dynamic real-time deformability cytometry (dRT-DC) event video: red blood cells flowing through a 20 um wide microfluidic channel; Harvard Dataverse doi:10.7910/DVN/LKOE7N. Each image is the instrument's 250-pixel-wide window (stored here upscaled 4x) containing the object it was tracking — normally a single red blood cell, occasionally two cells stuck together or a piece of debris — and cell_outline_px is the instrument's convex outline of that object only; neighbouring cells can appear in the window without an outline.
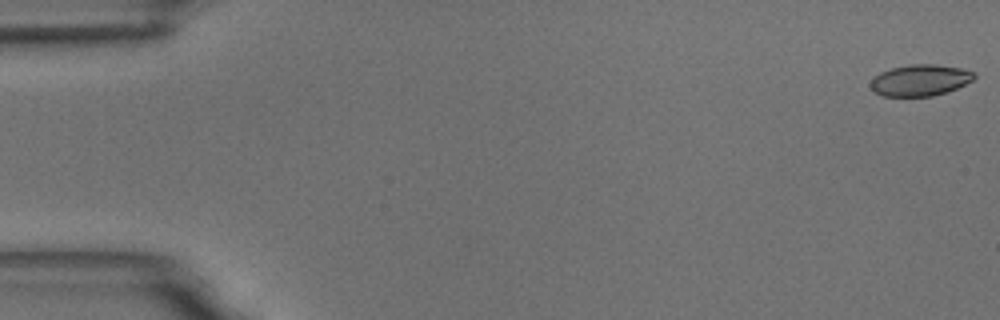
{"species": "common noctule bat (a hibernating species)", "species_latin": "Nyctalus noctula", "temperature_condition": "room temperature", "stored_images_in_passage": 7, "camera_frame_rate_fps": 3000, "um_per_image_px": 0.085, "animal": {"sex": "male", "body_mass_g": 18.8}, "frame": {"image": 1, "passage_image": 1, "time_ms": 0.0, "image_size_px": [1000, 320], "cell_outline_px": [[976, 76], [972, 80], [948, 92], [932, 96], [884, 96], [876, 92], [868, 84], [880, 72], [892, 68], [908, 64], [936, 64], [960, 68], [976, 72]], "centroid_in_image_um": [78.22, 6.81], "position_along_channel_um": 6.8, "area_um2": 18.9}}
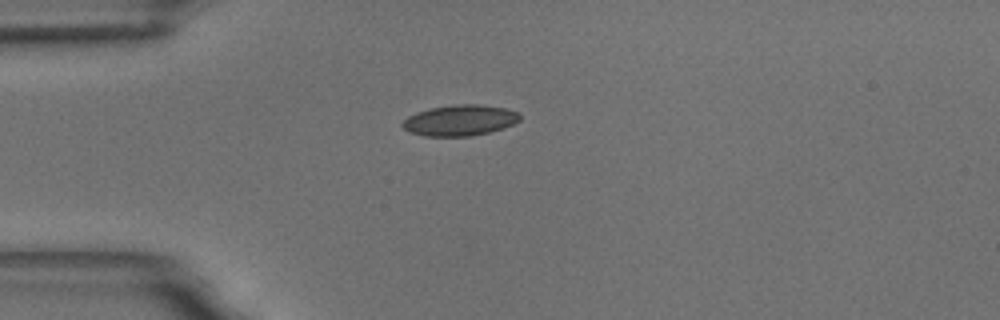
{"frame": {"image": 2, "passage_image": 5, "time_ms": 4.667, "image_size_px": [1000, 320], "cell_outline_px": [[520, 120], [504, 128], [472, 136], [424, 136], [412, 132], [404, 128], [400, 124], [408, 116], [416, 112], [432, 108], [456, 104], [480, 104], [504, 108], [520, 112]], "centroid_in_image_um": [39.11, 10.22], "position_along_channel_um": 45.9, "area_um2": 21.04}}